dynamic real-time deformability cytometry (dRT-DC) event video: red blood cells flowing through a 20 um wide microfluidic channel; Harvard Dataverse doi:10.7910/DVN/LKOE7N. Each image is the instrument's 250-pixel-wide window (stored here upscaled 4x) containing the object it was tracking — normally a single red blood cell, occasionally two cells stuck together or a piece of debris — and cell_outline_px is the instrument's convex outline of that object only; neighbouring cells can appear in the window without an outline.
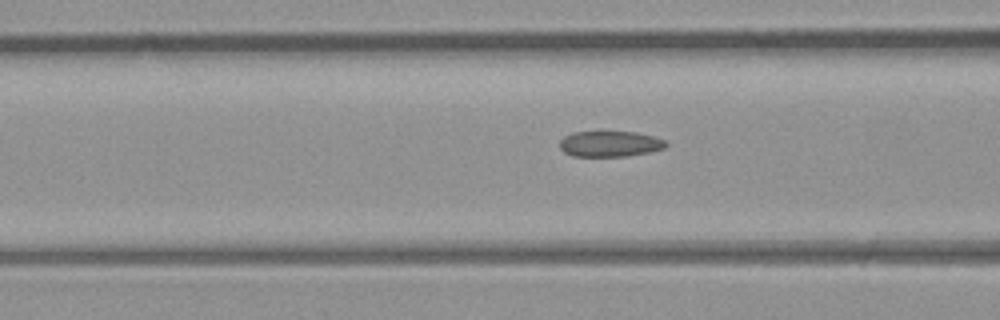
{"species": "common noctule bat (a hibernating species)", "species_latin": "Nyctalus noctula", "temperature_condition": "room temperature", "stored_images_in_passage": 3, "camera_frame_rate_fps": 3000, "um_per_image_px": 0.085, "animal": {"sex": "male", "body_mass_g": 23.1, "forearm_length_mm": 52.7}, "frame": {"image": 1, "passage_image": 3, "time_ms": 0.667, "image_size_px": [1000, 320], "cell_outline_px": [[668, 144], [664, 148], [648, 152], [628, 156], [572, 156], [564, 152], [560, 148], [560, 140], [564, 136], [572, 132], [600, 128], [636, 132], [652, 136], [664, 140]], "centroid_in_image_um": [51.78, 12.17], "position_along_channel_um": 114.8, "area_um2": 16.76}}